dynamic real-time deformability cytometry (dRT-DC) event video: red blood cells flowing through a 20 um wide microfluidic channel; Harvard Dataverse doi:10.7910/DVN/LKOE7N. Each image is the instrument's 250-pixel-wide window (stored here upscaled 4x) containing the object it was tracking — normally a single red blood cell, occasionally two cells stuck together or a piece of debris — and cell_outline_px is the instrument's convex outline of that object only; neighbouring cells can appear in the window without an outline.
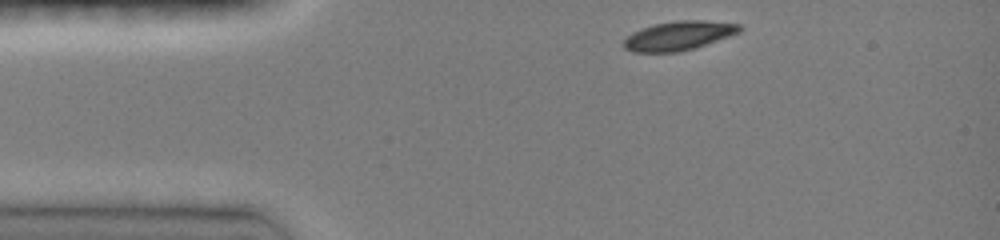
{"species": "common noctule bat (a hibernating species)", "species_latin": "Nyctalus noctula", "temperature_condition": "room temperature", "stored_images_in_passage": 45, "camera_frame_rate_fps": 3000, "um_per_image_px": 0.085, "animal": {"sex": "female", "body_mass_g": 19.0, "forearm_length_mm": 51.5}, "frame": {"image": 1, "passage_image": 1, "time_ms": 0.0, "image_size_px": [1000, 240], "cell_outline_px": [[744, 28], [740, 32], [696, 48], [680, 52], [632, 52], [624, 48], [624, 40], [632, 32], [656, 24], [676, 20], [704, 20], [740, 24]], "centroid_in_image_um": [57.72, 3.04], "position_along_channel_um": 27.3, "area_um2": 19.65}}
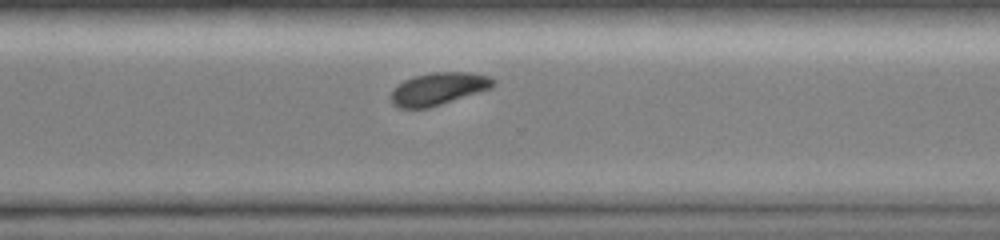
{"frame": {"image": 2, "passage_image": 33, "time_ms": 8.667, "image_size_px": [1000, 240], "cell_outline_px": [[496, 84], [492, 88], [428, 108], [400, 108], [392, 104], [392, 92], [404, 80], [412, 76], [432, 72], [468, 72], [492, 76], [496, 80]], "centroid_in_image_um": [37.32, 7.53], "position_along_channel_um": 333.3, "area_um2": 19.31}}
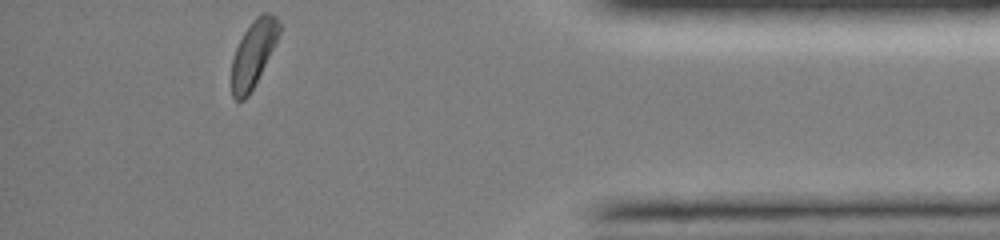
{"frame": {"image": 3, "passage_image": 45, "time_ms": 11.333, "image_size_px": [1000, 240], "cell_outline_px": [[280, 32], [248, 96], [244, 100], [236, 100], [232, 96], [232, 56], [244, 32], [252, 20], [260, 12], [268, 12], [276, 16], [280, 24]], "centroid_in_image_um": [21.51, 4.51], "position_along_channel_um": 413.7, "area_um2": 17.92}, "authors_computed_cell_mechanics": {"area_um2": 20.4034, "velocity_mm_per_s": 4.083, "shape_relaxation_time_tau1_ms": 1.6814, "shape_relaxation_time_tau2_ms": null, "deformation_change_tau1": 0.0993, "deformation_change_tau2": null}}